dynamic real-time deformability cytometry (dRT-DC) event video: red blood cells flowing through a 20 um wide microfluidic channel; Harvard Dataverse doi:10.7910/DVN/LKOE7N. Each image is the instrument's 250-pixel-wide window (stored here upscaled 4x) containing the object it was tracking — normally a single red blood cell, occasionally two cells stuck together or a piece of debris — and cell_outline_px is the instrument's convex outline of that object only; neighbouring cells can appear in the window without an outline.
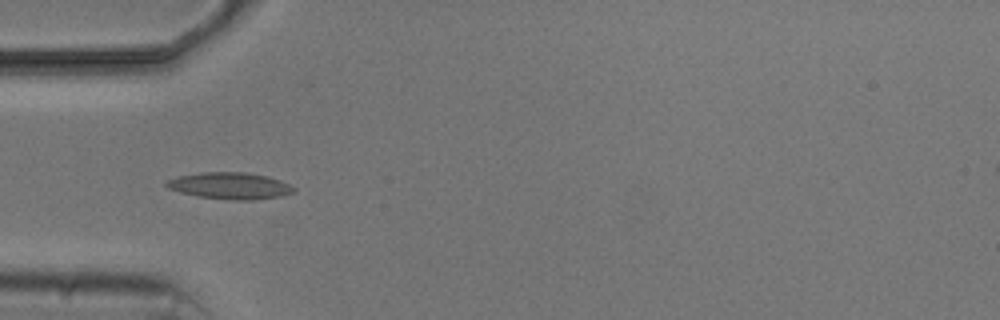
{"species": "common noctule bat (a hibernating species)", "species_latin": "Nyctalus noctula", "temperature_condition": "cold", "stored_images_in_passage": 8, "camera_frame_rate_fps": 3000, "um_per_image_px": 0.085, "animal": {"sex": "male", "body_mass_g": 20.5, "forearm_length_mm": 52.5}, "frame": {"image": 1, "passage_image": 5, "time_ms": 4.667, "image_size_px": [1000, 320], "cell_outline_px": [[296, 192], [280, 196], [252, 200], [232, 200], [200, 196], [180, 192], [168, 188], [164, 184], [164, 180], [176, 176], [200, 172], [244, 172], [268, 176], [280, 180], [296, 188]], "centroid_in_image_um": [19.53, 15.78], "position_along_channel_um": 65.5, "area_um2": 19.88}}
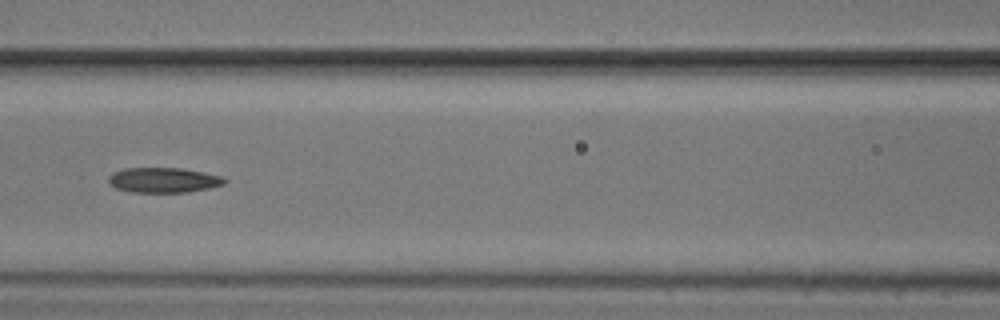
{"frame": {"image": 2, "passage_image": 7, "time_ms": 7.0, "image_size_px": [1000, 320], "cell_outline_px": [[228, 180], [224, 184], [208, 188], [188, 192], [132, 192], [116, 188], [108, 180], [108, 176], [124, 168], [180, 168], [220, 176]], "centroid_in_image_um": [13.9, 15.31], "position_along_channel_um": 152.7, "area_um2": 16.65}}
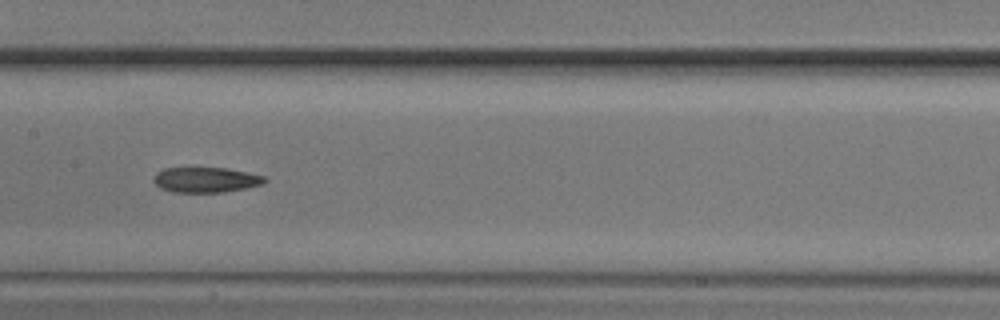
{"frame": {"image": 3, "passage_image": 8, "time_ms": 8.0, "image_size_px": [1000, 320], "cell_outline_px": [[268, 180], [264, 184], [224, 192], [172, 192], [160, 188], [152, 180], [156, 172], [164, 168], [224, 168], [248, 172], [264, 176]], "centroid_in_image_um": [17.49, 15.28], "position_along_channel_um": 189.9, "area_um2": 16.36}}